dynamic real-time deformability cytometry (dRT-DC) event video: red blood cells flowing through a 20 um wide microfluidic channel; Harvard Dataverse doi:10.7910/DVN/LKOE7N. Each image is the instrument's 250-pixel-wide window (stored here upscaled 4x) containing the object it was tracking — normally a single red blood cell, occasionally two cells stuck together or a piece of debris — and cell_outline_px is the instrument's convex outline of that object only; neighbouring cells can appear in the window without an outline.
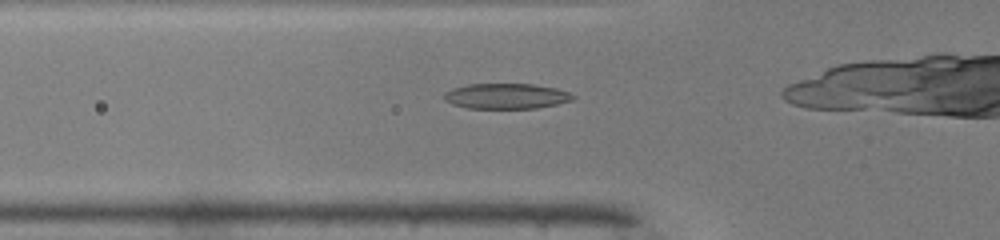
{"species": "common noctule bat (a hibernating species)", "species_latin": "Nyctalus noctula", "temperature_condition": "warm", "stored_images_in_passage": 16, "camera_frame_rate_fps": 3000, "um_per_image_px": 0.085, "animal": {"sex": "male", "body_mass_g": 19.0, "forearm_length_mm": 50.8}, "frame": {"image": 1, "passage_image": 10, "time_ms": 3.0, "image_size_px": [1000, 240], "cell_outline_px": [[576, 96], [572, 100], [556, 104], [536, 108], [468, 108], [452, 104], [444, 100], [444, 92], [452, 88], [468, 84], [532, 84], [556, 88], [568, 92]], "centroid_in_image_um": [43.01, 8.16], "position_along_channel_um": 82.8, "area_um2": 19.02}}